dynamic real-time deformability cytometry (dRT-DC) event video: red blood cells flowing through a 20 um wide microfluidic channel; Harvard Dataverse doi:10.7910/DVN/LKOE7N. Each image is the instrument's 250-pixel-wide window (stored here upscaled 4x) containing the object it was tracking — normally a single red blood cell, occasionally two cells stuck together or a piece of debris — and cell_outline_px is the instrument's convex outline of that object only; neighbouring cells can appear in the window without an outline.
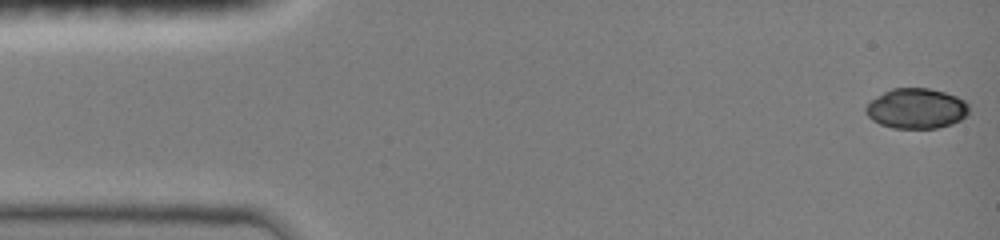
{"species": "common noctule bat (a hibernating species)", "species_latin": "Nyctalus noctula", "temperature_condition": "room temperature", "stored_images_in_passage": 47, "camera_frame_rate_fps": 3000, "um_per_image_px": 0.085, "animal": {"sex": "female", "body_mass_g": 19.0, "forearm_length_mm": 51.5}, "frame": {"image": 1, "passage_image": 1, "time_ms": 0.0, "image_size_px": [1000, 240], "cell_outline_px": [[968, 112], [960, 120], [952, 124], [936, 128], [892, 128], [880, 124], [872, 120], [864, 112], [864, 108], [876, 96], [892, 88], [928, 88], [944, 92], [956, 96], [964, 100], [968, 104]], "centroid_in_image_um": [77.87, 9.22], "position_along_channel_um": 7.1, "area_um2": 24.16}}
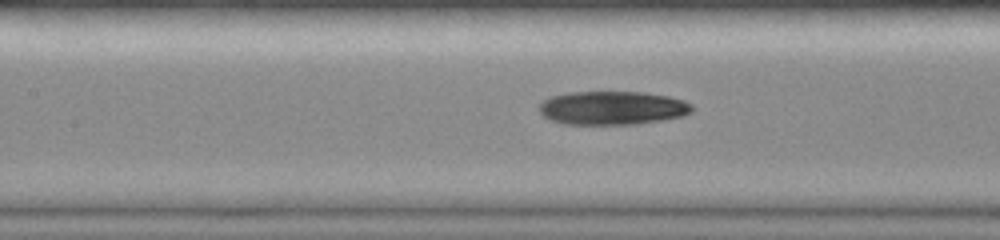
{"frame": {"image": 2, "passage_image": 21, "time_ms": 6.667, "image_size_px": [1000, 240], "cell_outline_px": [[692, 112], [684, 116], [664, 120], [636, 124], [564, 124], [548, 120], [540, 112], [540, 104], [548, 96], [568, 92], [644, 92], [668, 96], [684, 100], [692, 104]], "centroid_in_image_um": [52.05, 9.17], "position_along_channel_um": 155.3, "area_um2": 30.23}}
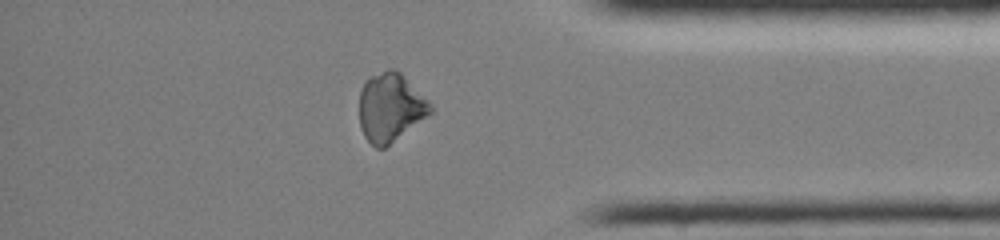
{"frame": {"image": 3, "passage_image": 40, "time_ms": 13.0, "image_size_px": [1000, 240], "cell_outline_px": [[432, 112], [384, 148], [376, 148], [364, 136], [360, 128], [360, 92], [364, 80], [368, 76], [388, 68], [392, 68], [400, 72], [432, 104]], "centroid_in_image_um": [33.15, 9.1], "position_along_channel_um": 402.0, "area_um2": 28.26}, "authors_computed_cell_mechanics": {"area_um2": 28.9578, "velocity_mm_per_s": 4.044, "shape_relaxation_time_tau1_ms": 8.7792, "shape_relaxation_time_tau2_ms": null, "deformation_change_tau1": 0.2297, "deformation_change_tau2": null}}